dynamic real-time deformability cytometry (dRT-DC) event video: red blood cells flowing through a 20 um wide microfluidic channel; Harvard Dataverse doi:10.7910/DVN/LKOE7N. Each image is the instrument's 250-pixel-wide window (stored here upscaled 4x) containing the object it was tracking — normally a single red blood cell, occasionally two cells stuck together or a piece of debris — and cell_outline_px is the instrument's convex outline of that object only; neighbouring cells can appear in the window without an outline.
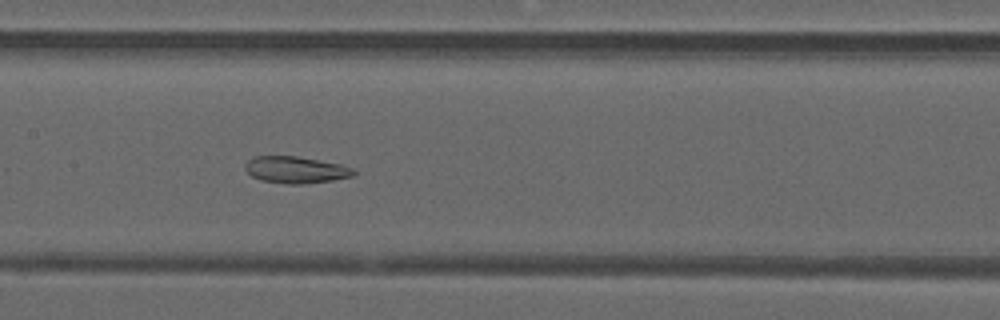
{"species": "common noctule bat (a hibernating species)", "species_latin": "Nyctalus noctula", "temperature_condition": "warm", "stored_images_in_passage": 35, "camera_frame_rate_fps": 3000, "um_per_image_px": 0.085, "animal": {"sex": "male", "forearm_length_mm": 52.5}, "frame": {"image": 1, "passage_image": 10, "time_ms": 3.0, "image_size_px": [1000, 320], "cell_outline_px": [[356, 172], [352, 176], [332, 180], [300, 184], [288, 184], [260, 180], [252, 176], [244, 168], [244, 164], [252, 156], [296, 156], [340, 164], [352, 168]], "centroid_in_image_um": [25.09, 14.43], "position_along_channel_um": 182.3, "area_um2": 16.82}}
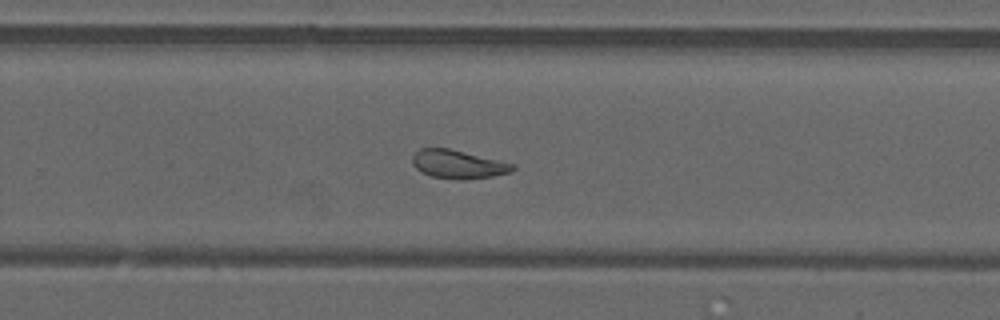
{"frame": {"image": 2, "passage_image": 18, "time_ms": 5.667, "image_size_px": [1000, 320], "cell_outline_px": [[516, 168], [512, 172], [492, 176], [460, 180], [456, 180], [432, 176], [416, 168], [412, 164], [412, 156], [420, 148], [448, 148], [516, 164]], "centroid_in_image_um": [38.96, 13.96], "position_along_channel_um": 290.8, "area_um2": 16.59}}
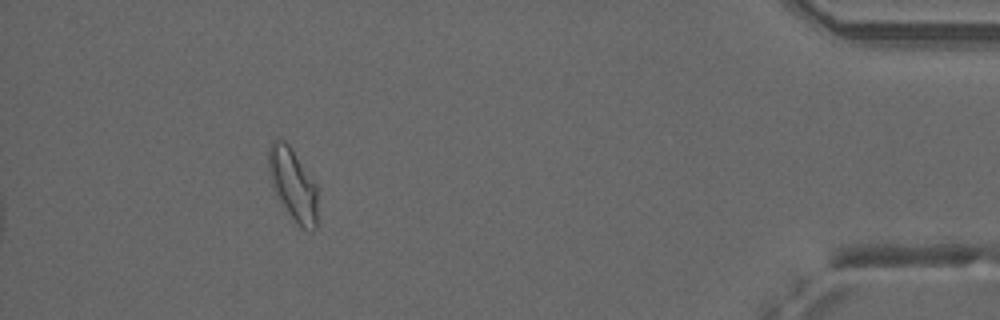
{"frame": {"image": 3, "passage_image": 31, "time_ms": 10.0, "image_size_px": [1000, 320], "cell_outline_px": [[316, 228], [312, 232], [300, 228], [296, 224], [276, 196], [272, 188], [268, 168], [268, 148], [272, 140], [276, 136], [284, 140], [288, 144], [316, 184]], "centroid_in_image_um": [24.86, 15.68], "position_along_channel_um": 410.3, "area_um2": 20.75}, "authors_computed_cell_mechanics": {"area_um2": 18.1492, "velocity_mm_per_s": 4.09, "shape_relaxation_time_tau1_ms": null, "shape_relaxation_time_tau2_ms": 1.6026, "deformation_change_tau1": null, "deformation_change_tau2": 0.078}}